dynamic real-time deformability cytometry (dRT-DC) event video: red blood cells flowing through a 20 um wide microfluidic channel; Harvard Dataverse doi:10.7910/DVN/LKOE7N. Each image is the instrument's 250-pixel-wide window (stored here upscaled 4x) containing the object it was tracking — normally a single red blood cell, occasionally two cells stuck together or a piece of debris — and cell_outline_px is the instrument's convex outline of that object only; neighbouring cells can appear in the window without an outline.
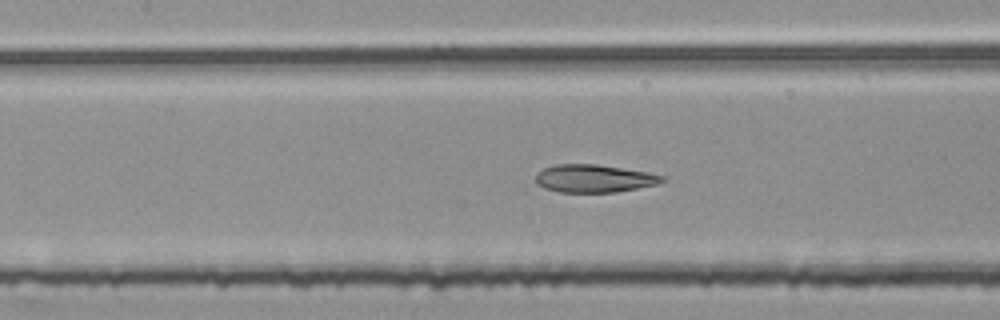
{"species": "common noctule bat (a hibernating species)", "species_latin": "Nyctalus noctula", "temperature_condition": "room temperature", "stored_images_in_passage": 53, "segment_of_instrument_passage": [2, 2], "camera_frame_rate_fps": 3000, "um_per_image_px": 0.085, "animal": {"sex": "female", "body_mass_g": 25.1}, "frame": {"image": 1, "passage_image": 25, "time_ms": 8.0, "image_size_px": [1000, 320], "cell_outline_px": [[664, 180], [656, 184], [616, 192], [560, 192], [544, 188], [536, 184], [536, 172], [544, 168], [556, 164], [596, 164], [648, 172], [664, 176]], "centroid_in_image_um": [50.45, 15.16], "position_along_channel_um": 157.0, "area_um2": 20.4}}
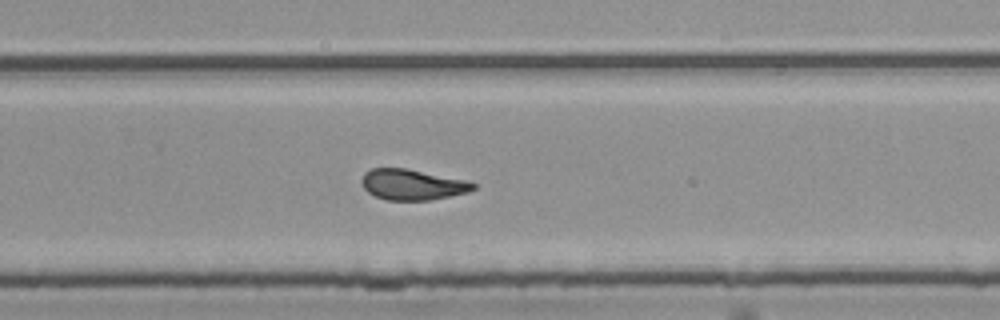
{"frame": {"image": 2, "passage_image": 36, "time_ms": 11.667, "image_size_px": [1000, 320], "cell_outline_px": [[476, 188], [468, 192], [428, 200], [388, 200], [376, 196], [368, 192], [364, 188], [360, 180], [364, 172], [372, 168], [404, 168], [464, 180], [476, 184]], "centroid_in_image_um": [35.0, 15.69], "position_along_channel_um": 294.8, "area_um2": 19.65}}
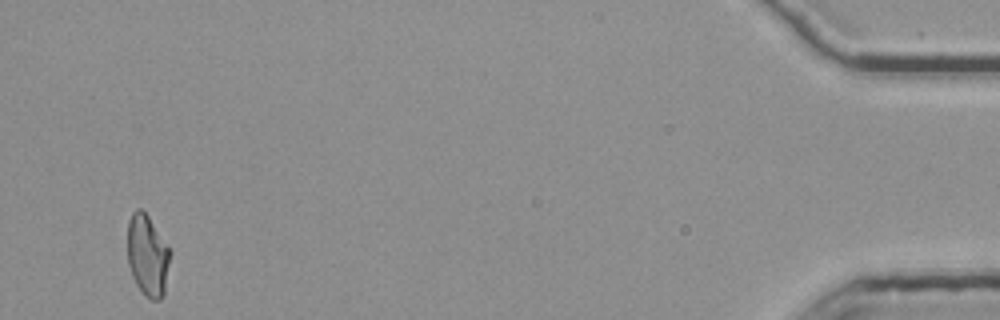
{"frame": {"image": 3, "passage_image": 53, "time_ms": 17.333, "image_size_px": [1000, 320], "cell_outline_px": [[168, 264], [164, 296], [160, 300], [152, 300], [144, 296], [136, 284], [132, 276], [128, 264], [128, 220], [132, 212], [136, 208], [140, 208], [148, 216], [168, 248]], "centroid_in_image_um": [12.5, 21.74], "position_along_channel_um": 422.7, "area_um2": 19.83}}